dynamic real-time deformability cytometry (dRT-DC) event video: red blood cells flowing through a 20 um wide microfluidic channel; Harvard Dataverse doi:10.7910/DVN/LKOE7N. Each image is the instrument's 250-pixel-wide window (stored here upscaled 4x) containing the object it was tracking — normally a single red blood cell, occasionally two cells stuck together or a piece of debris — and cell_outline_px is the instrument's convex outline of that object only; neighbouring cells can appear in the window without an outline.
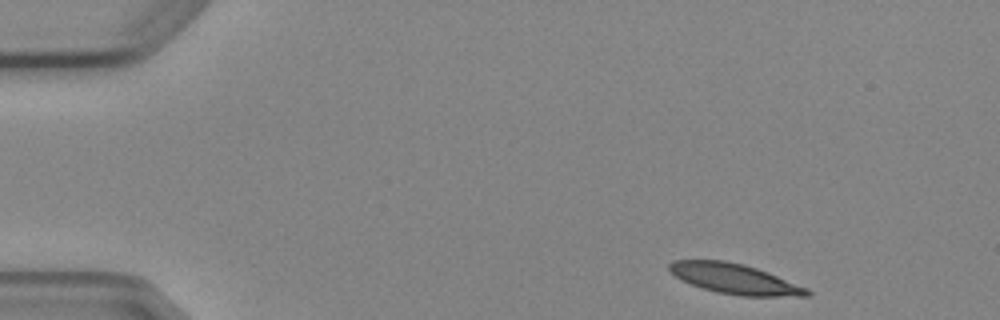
{"species": "Egyptian fruit bat (a non-hibernating species)", "species_latin": "Rousettus aegyptiacus", "temperature_condition": "cold", "stored_images_in_passage": 5, "camera_frame_rate_fps": 3000, "um_per_image_px": 0.085, "animal": {"sex": "female"}, "frame": {"image": 1, "passage_image": 1, "time_ms": 0.0, "image_size_px": [1000, 320], "cell_outline_px": [[812, 296], [740, 296], [716, 292], [680, 280], [668, 272], [668, 264], [672, 260], [724, 260], [744, 264], [768, 272], [808, 288], [812, 292]], "centroid_in_image_um": [62.43, 23.7], "position_along_channel_um": 22.6, "area_um2": 24.39}}
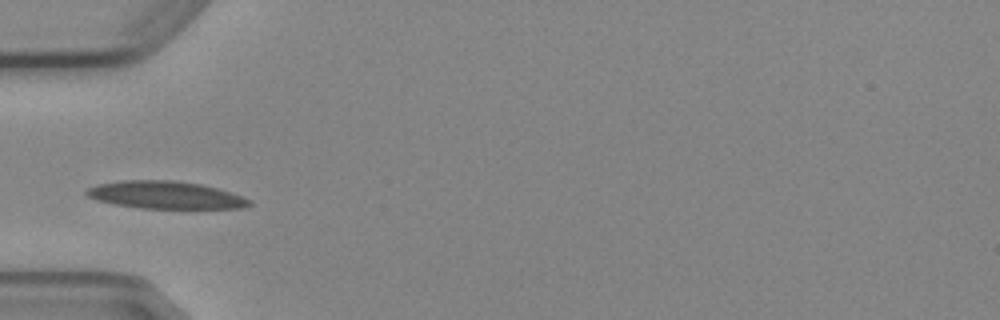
{"frame": {"image": 2, "passage_image": 4, "time_ms": 3.667, "image_size_px": [1000, 320], "cell_outline_px": [[252, 204], [240, 208], [140, 208], [116, 204], [96, 200], [88, 196], [84, 192], [88, 188], [96, 184], [120, 180], [172, 180], [200, 184], [216, 188], [252, 200]], "centroid_in_image_um": [14.01, 16.57], "position_along_channel_um": 71.0, "area_um2": 25.89}}
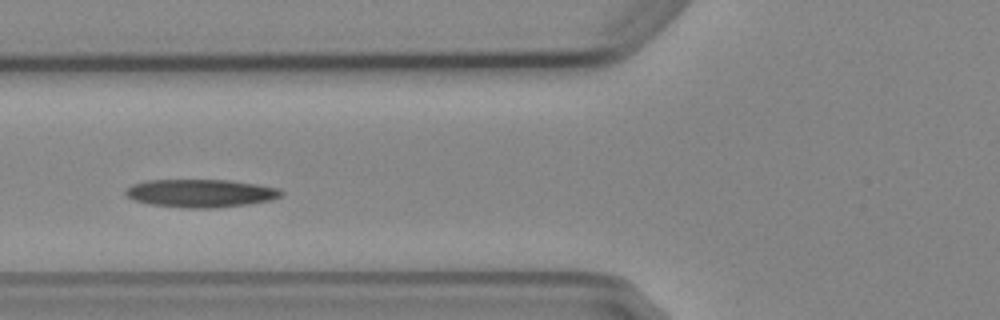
{"frame": {"image": 3, "passage_image": 5, "time_ms": 4.667, "image_size_px": [1000, 320], "cell_outline_px": [[284, 192], [280, 196], [272, 200], [248, 204], [216, 208], [188, 208], [148, 204], [132, 200], [124, 192], [132, 184], [148, 180], [228, 180], [256, 184], [280, 188]], "centroid_in_image_um": [17.06, 16.43], "position_along_channel_um": 108.7, "area_um2": 25.49}}